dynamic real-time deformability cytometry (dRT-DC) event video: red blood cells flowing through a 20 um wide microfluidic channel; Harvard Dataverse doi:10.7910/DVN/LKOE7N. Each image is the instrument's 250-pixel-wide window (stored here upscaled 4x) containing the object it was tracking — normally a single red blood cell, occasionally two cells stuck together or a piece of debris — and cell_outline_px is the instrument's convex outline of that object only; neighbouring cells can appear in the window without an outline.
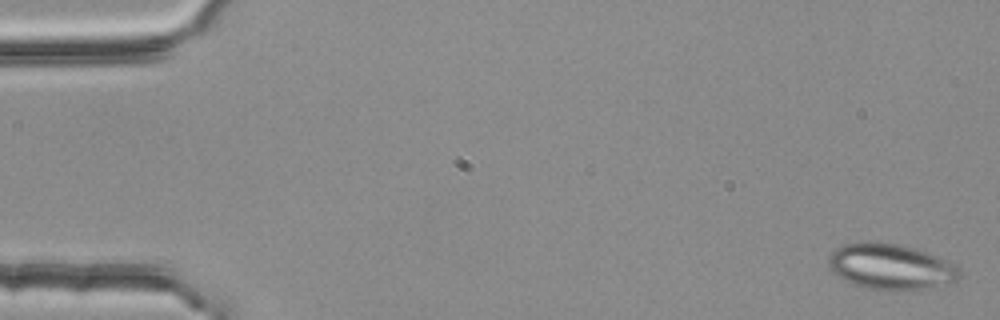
{"species": "common noctule bat (a hibernating species)", "species_latin": "Nyctalus noctula", "temperature_condition": "room temperature", "stored_images_in_passage": 5, "camera_frame_rate_fps": 3000, "um_per_image_px": 0.085, "animal": {"sex": "female", "body_mass_g": 25.1}, "frame": {"image": 1, "passage_image": 1, "time_ms": 0.0, "image_size_px": [1000, 320], "cell_outline_px": [[960, 276], [956, 280], [912, 292], [868, 288], [856, 284], [832, 272], [828, 264], [828, 260], [832, 252], [836, 248], [844, 244], [864, 240], [876, 240], [904, 244], [928, 252], [952, 264], [956, 268]], "centroid_in_image_um": [75.68, 22.63], "position_along_channel_um": 9.3, "area_um2": 35.03}}
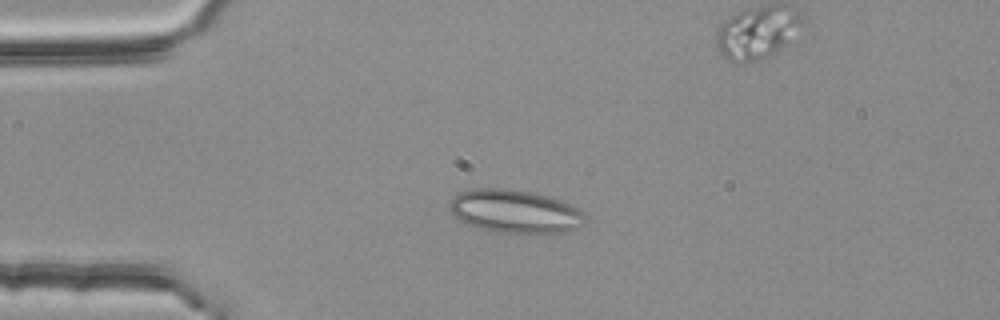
{"frame": {"image": 2, "passage_image": 3, "time_ms": 0.667, "image_size_px": [1000, 320], "cell_outline_px": [[584, 224], [568, 232], [536, 236], [492, 232], [468, 224], [460, 220], [448, 208], [452, 200], [460, 192], [472, 188], [512, 188], [532, 192], [548, 196], [560, 200], [576, 208], [584, 216]], "centroid_in_image_um": [43.79, 18.01], "position_along_channel_um": 41.2, "area_um2": 34.85}}